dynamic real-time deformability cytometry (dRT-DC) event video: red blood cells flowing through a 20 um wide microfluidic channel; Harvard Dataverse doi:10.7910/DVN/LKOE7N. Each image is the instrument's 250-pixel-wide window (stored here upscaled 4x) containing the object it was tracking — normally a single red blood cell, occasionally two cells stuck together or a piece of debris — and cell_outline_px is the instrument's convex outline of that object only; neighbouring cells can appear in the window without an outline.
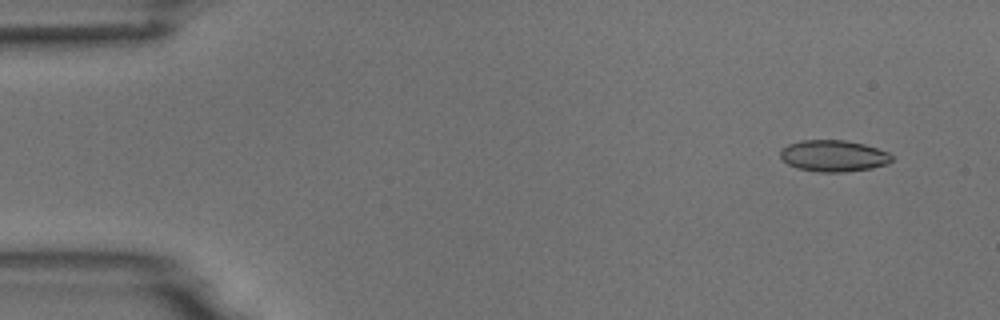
{"species": "common noctule bat (a hibernating species)", "species_latin": "Nyctalus noctula", "temperature_condition": "room temperature", "stored_images_in_passage": 7, "camera_frame_rate_fps": 3000, "um_per_image_px": 0.085, "animal": {"sex": "male", "body_mass_g": 18.8}, "frame": {"image": 1, "passage_image": 1, "time_ms": 0.0, "image_size_px": [1000, 320], "cell_outline_px": [[892, 160], [888, 164], [872, 168], [844, 172], [820, 172], [796, 168], [788, 164], [780, 156], [780, 148], [788, 144], [800, 140], [844, 140], [864, 144], [888, 152], [892, 156]], "centroid_in_image_um": [70.83, 13.25], "position_along_channel_um": 14.2, "area_um2": 20.52}}
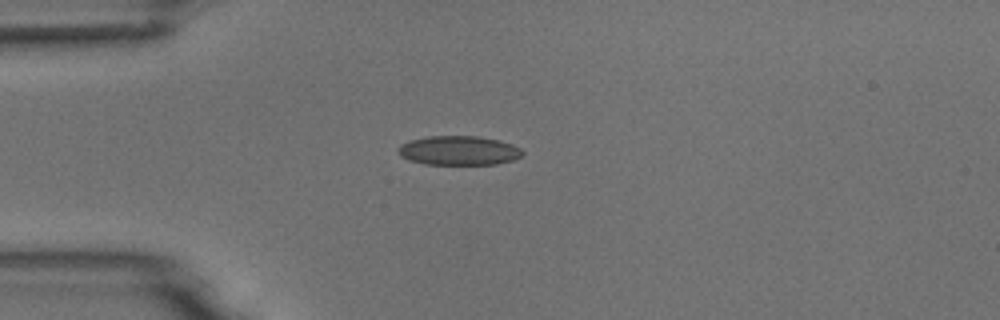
{"frame": {"image": 2, "passage_image": 4, "time_ms": 3.333, "image_size_px": [1000, 320], "cell_outline_px": [[524, 152], [520, 156], [512, 160], [496, 164], [424, 164], [408, 160], [400, 156], [400, 144], [408, 140], [428, 136], [480, 136], [500, 140], [512, 144], [520, 148]], "centroid_in_image_um": [38.99, 12.79], "position_along_channel_um": 46.0, "area_um2": 21.21}}